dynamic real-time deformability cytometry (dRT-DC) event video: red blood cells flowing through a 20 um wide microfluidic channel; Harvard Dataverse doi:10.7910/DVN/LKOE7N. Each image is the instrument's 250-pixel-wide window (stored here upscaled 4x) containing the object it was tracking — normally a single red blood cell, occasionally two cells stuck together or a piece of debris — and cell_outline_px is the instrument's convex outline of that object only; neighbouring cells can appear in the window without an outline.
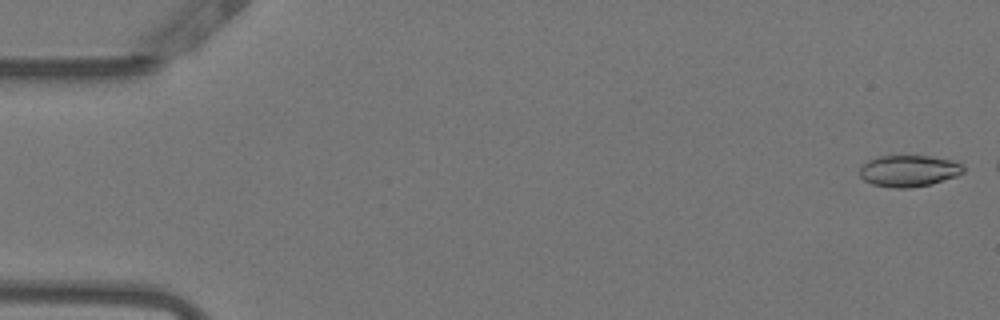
{"species": "Egyptian fruit bat (a non-hibernating species)", "species_latin": "Rousettus aegyptiacus", "temperature_condition": "warm", "stored_images_in_passage": 43, "camera_frame_rate_fps": 3000, "um_per_image_px": 0.085, "animal": {"sex": "female"}, "frame": {"image": 1, "passage_image": 1, "time_ms": 0.0, "image_size_px": [1000, 320], "cell_outline_px": [[964, 172], [956, 176], [932, 184], [908, 188], [892, 188], [872, 184], [864, 180], [860, 176], [860, 168], [868, 160], [876, 156], [900, 152], [932, 156], [952, 160], [964, 164]], "centroid_in_image_um": [77.24, 14.47], "position_along_channel_um": 7.8, "area_um2": 20.0}}
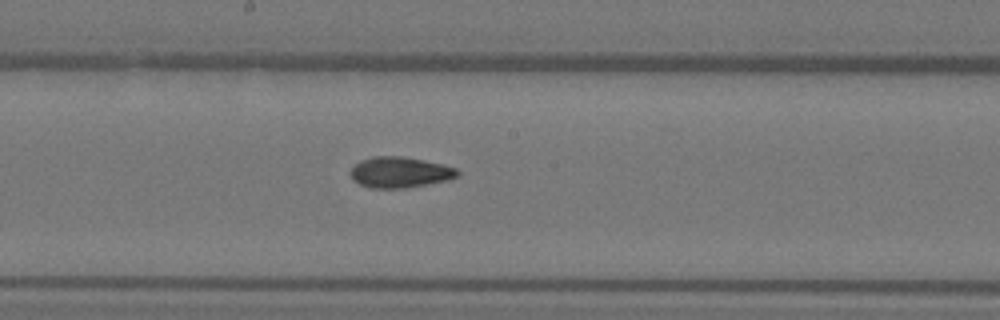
{"frame": {"image": 2, "passage_image": 28, "time_ms": 9.0, "image_size_px": [1000, 320], "cell_outline_px": [[460, 172], [456, 176], [448, 180], [428, 184], [404, 188], [372, 188], [360, 184], [352, 180], [348, 172], [360, 160], [372, 156], [400, 156], [424, 160], [456, 168]], "centroid_in_image_um": [33.94, 14.64], "position_along_channel_um": 214.3, "area_um2": 19.19}}
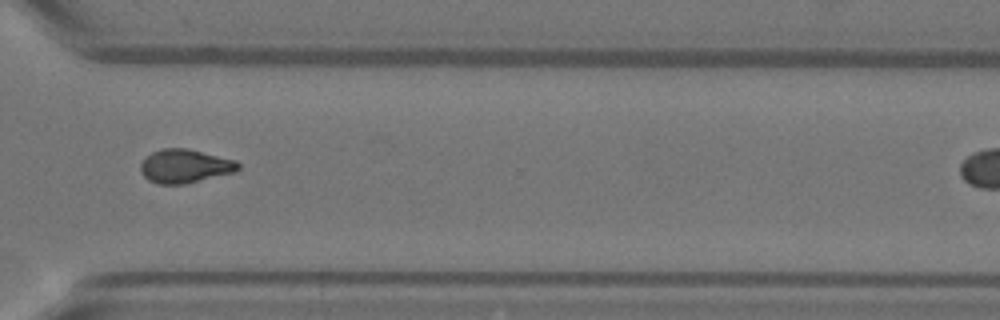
{"frame": {"image": 3, "passage_image": 39, "time_ms": 12.667, "image_size_px": [1000, 320], "cell_outline_px": [[240, 168], [236, 172], [184, 184], [160, 184], [148, 180], [140, 172], [140, 164], [152, 152], [160, 148], [188, 148], [236, 160], [240, 164]], "centroid_in_image_um": [15.73, 14.11], "position_along_channel_um": 354.9, "area_um2": 19.25}}